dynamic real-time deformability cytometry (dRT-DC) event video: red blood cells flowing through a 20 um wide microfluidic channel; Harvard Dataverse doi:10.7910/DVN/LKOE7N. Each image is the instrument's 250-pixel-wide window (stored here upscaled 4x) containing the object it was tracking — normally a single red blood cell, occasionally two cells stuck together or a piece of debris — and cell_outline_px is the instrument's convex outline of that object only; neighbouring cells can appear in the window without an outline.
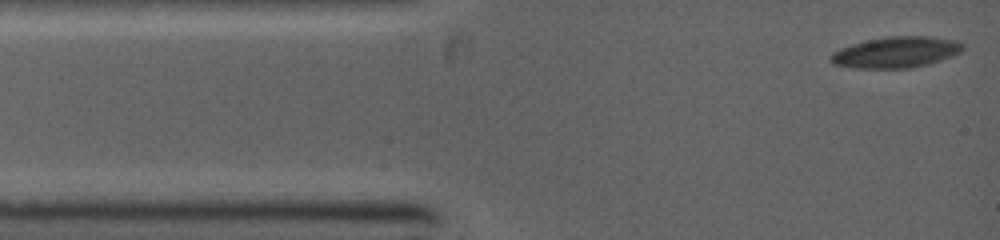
{"species": "common noctule bat (a hibernating species)", "species_latin": "Nyctalus noctula", "temperature_condition": "warm", "stored_images_in_passage": 16, "camera_frame_rate_fps": 5000, "um_per_image_px": 0.085, "animal": {"sex": "female", "body_mass_g": 19.0, "forearm_length_mm": 53.3}, "frame": {"image": 1, "passage_image": 1, "time_ms": 0.0, "image_size_px": [1000, 240], "cell_outline_px": [[964, 48], [960, 52], [940, 60], [928, 64], [912, 68], [852, 68], [832, 64], [828, 60], [828, 56], [832, 52], [840, 48], [852, 44], [868, 40], [888, 36], [928, 36], [956, 40], [964, 44]], "centroid_in_image_um": [76.12, 4.44], "position_along_channel_um": 8.9, "area_um2": 24.04}}
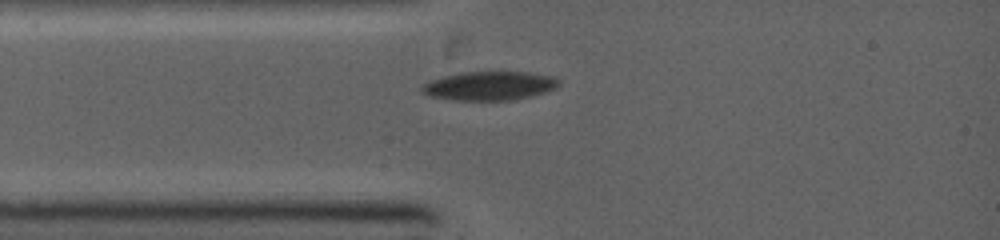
{"frame": {"image": 2, "passage_image": 13, "time_ms": 2.0, "image_size_px": [1000, 240], "cell_outline_px": [[560, 84], [556, 88], [544, 92], [512, 100], [452, 100], [432, 96], [424, 92], [420, 88], [424, 84], [432, 80], [444, 76], [460, 72], [528, 72], [556, 76], [560, 80]], "centroid_in_image_um": [41.66, 7.28], "position_along_channel_um": 43.3, "area_um2": 22.89}}